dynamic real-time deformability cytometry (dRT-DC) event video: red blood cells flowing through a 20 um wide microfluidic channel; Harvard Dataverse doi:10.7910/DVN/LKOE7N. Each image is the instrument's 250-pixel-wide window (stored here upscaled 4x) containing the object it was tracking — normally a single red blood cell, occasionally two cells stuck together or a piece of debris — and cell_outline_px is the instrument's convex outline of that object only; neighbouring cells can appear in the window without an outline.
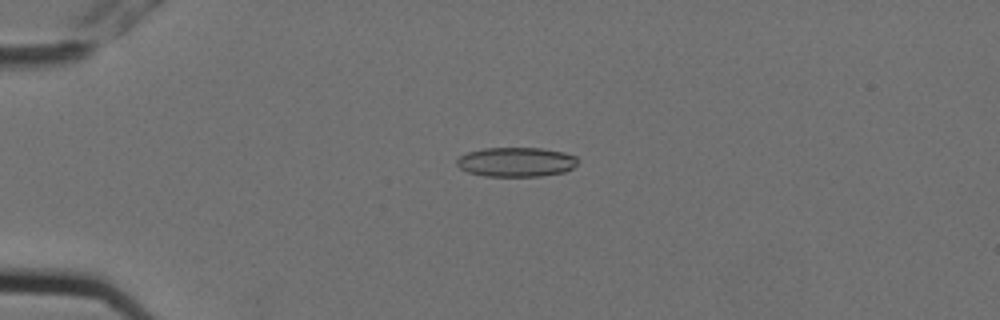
{"species": "Egyptian fruit bat (a non-hibernating species)", "species_latin": "Rousettus aegyptiacus", "temperature_condition": "cold", "stored_images_in_passage": 5, "camera_frame_rate_fps": 3000, "um_per_image_px": 0.085, "animal": {"sex": "female"}, "frame": {"image": 1, "passage_image": 4, "time_ms": 1.0, "image_size_px": [1000, 320], "cell_outline_px": [[580, 160], [572, 168], [564, 172], [540, 176], [484, 176], [468, 172], [460, 168], [456, 164], [456, 160], [460, 156], [468, 152], [484, 148], [540, 148], [564, 152], [576, 156]], "centroid_in_image_um": [43.88, 13.77], "position_along_channel_um": 41.1, "area_um2": 20.81}}